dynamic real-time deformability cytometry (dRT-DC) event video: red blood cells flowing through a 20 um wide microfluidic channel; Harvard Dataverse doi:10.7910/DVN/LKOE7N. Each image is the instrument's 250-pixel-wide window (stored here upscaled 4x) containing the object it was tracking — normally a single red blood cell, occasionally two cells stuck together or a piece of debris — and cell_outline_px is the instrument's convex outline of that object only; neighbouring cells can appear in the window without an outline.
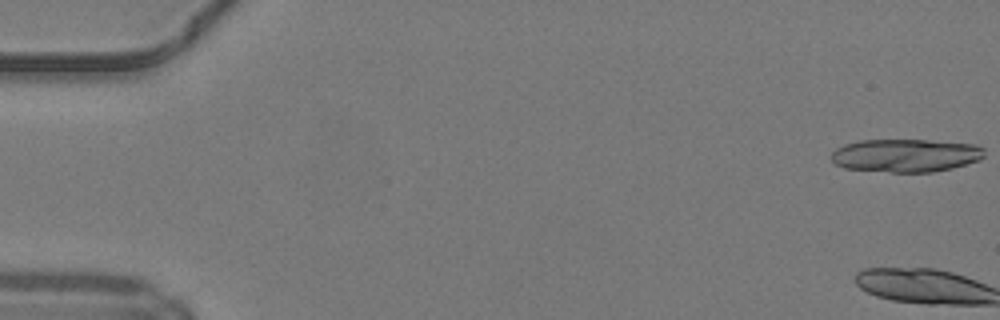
{"species": "common noctule bat (a hibernating species)", "species_latin": "Nyctalus noctula", "temperature_condition": "warm", "stored_images_in_passage": 24, "camera_frame_rate_fps": 3000, "um_per_image_px": 0.085, "animal": {"sex": "male", "body_mass_g": 19.2, "forearm_length_mm": 51.8}, "frame": {"image": 1, "passage_image": 1, "time_ms": 0.0, "image_size_px": [1000, 320], "cell_outline_px": [[984, 156], [980, 160], [952, 168], [932, 172], [892, 172], [844, 168], [836, 164], [832, 160], [832, 152], [836, 148], [844, 144], [860, 140], [928, 140], [976, 144], [984, 148]], "centroid_in_image_um": [77.0, 13.21], "position_along_channel_um": 8.0, "area_um2": 29.59}}